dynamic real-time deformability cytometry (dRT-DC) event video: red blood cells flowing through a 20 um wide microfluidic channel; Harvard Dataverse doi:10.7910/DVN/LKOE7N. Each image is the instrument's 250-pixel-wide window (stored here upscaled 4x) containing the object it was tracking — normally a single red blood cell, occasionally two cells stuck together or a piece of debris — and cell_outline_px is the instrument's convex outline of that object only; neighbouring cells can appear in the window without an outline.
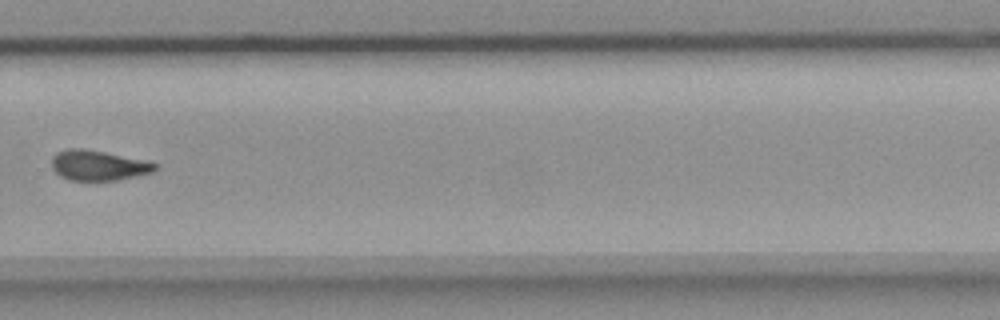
{"species": "common noctule bat (a hibernating species)", "species_latin": "Nyctalus noctula", "temperature_condition": "room temperature", "stored_images_in_passage": 55, "segment_of_instrument_passage": [1, 2], "camera_frame_rate_fps": 3000, "um_per_image_px": 0.085, "animal": {"sex": "female", "body_mass_g": 18.4}, "frame": {"image": 1, "passage_image": 37, "time_ms": 12.0, "image_size_px": [1000, 320], "cell_outline_px": [[160, 164], [152, 172], [136, 176], [116, 180], [68, 180], [60, 176], [52, 168], [52, 156], [56, 152], [68, 148], [84, 148], [144, 160]], "centroid_in_image_um": [8.33, 14.05], "position_along_channel_um": 321.5, "area_um2": 18.15}}
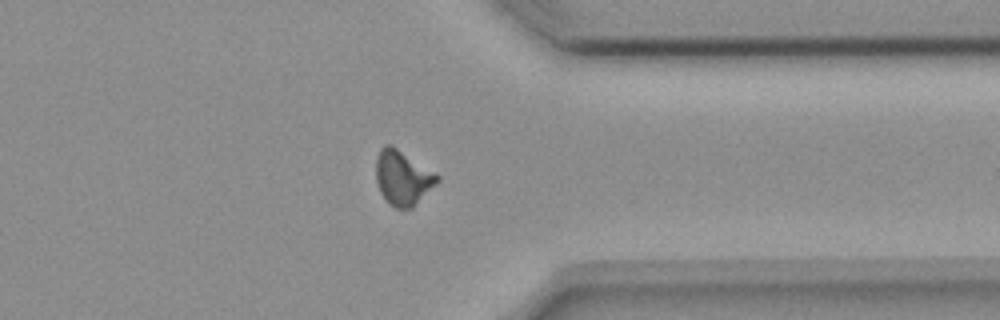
{"frame": {"image": 2, "passage_image": 42, "time_ms": 13.667, "image_size_px": [1000, 320], "cell_outline_px": [[440, 180], [412, 208], [396, 208], [388, 204], [380, 192], [376, 180], [376, 156], [380, 148], [384, 144], [392, 144], [440, 176]], "centroid_in_image_um": [34.21, 15.09], "position_along_channel_um": 377.2, "area_um2": 19.59}}
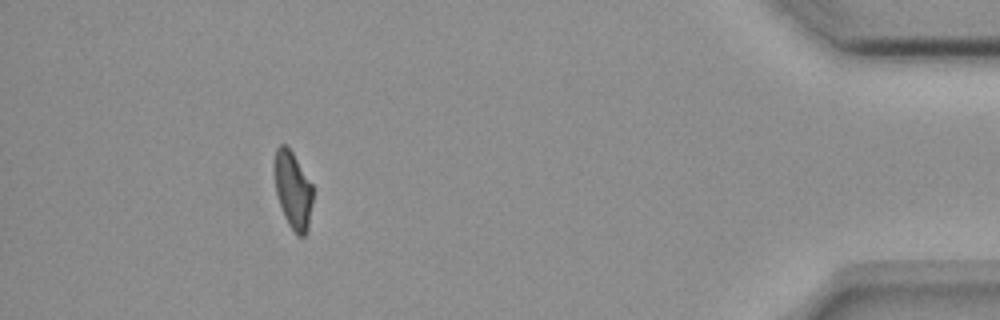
{"frame": {"image": 3, "passage_image": 49, "time_ms": 16.0, "image_size_px": [1000, 320], "cell_outline_px": [[312, 204], [308, 228], [304, 236], [300, 236], [288, 224], [284, 216], [276, 192], [272, 168], [272, 164], [276, 148], [280, 144], [284, 144], [292, 152], [312, 184]], "centroid_in_image_um": [24.86, 16.11], "position_along_channel_um": 410.3, "area_um2": 17.34}}